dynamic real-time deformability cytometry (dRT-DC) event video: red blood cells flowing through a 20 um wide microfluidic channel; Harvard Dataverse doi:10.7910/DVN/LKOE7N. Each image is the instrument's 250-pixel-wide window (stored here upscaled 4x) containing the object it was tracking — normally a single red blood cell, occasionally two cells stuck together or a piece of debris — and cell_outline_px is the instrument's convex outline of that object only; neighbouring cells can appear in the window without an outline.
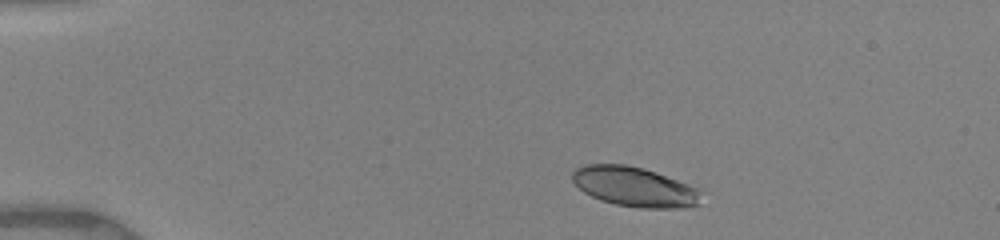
{"species": "human", "species_latin": "Homo sapiens", "temperature_condition": "warm", "stored_images_in_passage": 3, "camera_frame_rate_fps": 3000, "um_per_image_px": 0.085, "donor": {"sex": "female"}, "frame": {"image": 1, "passage_image": 1, "time_ms": 0.0, "image_size_px": [1000, 240], "cell_outline_px": [[700, 204], [684, 208], [640, 208], [616, 204], [600, 200], [584, 192], [572, 180], [572, 172], [576, 168], [584, 164], [628, 164], [644, 168], [656, 172], [688, 184], [696, 188], [700, 192]], "centroid_in_image_um": [53.92, 15.87], "position_along_channel_um": 31.1, "area_um2": 29.82}}